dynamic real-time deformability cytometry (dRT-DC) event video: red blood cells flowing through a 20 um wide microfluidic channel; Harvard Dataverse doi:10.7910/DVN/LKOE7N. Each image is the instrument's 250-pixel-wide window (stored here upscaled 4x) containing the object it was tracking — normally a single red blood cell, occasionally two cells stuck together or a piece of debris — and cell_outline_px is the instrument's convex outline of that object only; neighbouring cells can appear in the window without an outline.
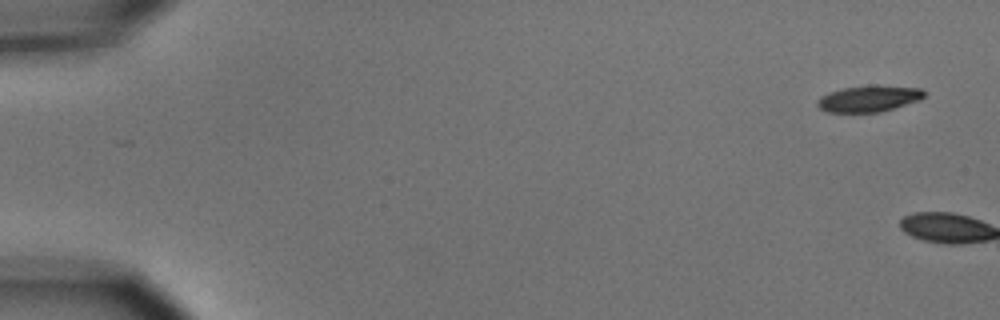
{"species": "common noctule bat (a hibernating species)", "species_latin": "Nyctalus noctula", "temperature_condition": "cold", "stored_images_in_passage": 5, "camera_frame_rate_fps": 3000, "um_per_image_px": 0.085, "animal": {"sex": "male", "body_mass_g": 15.6}, "frame": {"image": 1, "passage_image": 1, "time_ms": 0.0, "image_size_px": [1000, 320], "cell_outline_px": [[924, 96], [916, 100], [880, 112], [828, 112], [820, 108], [816, 104], [816, 100], [820, 96], [828, 92], [844, 88], [876, 84], [920, 88], [924, 92]], "centroid_in_image_um": [73.78, 8.37], "position_along_channel_um": 11.2, "area_um2": 16.24}}
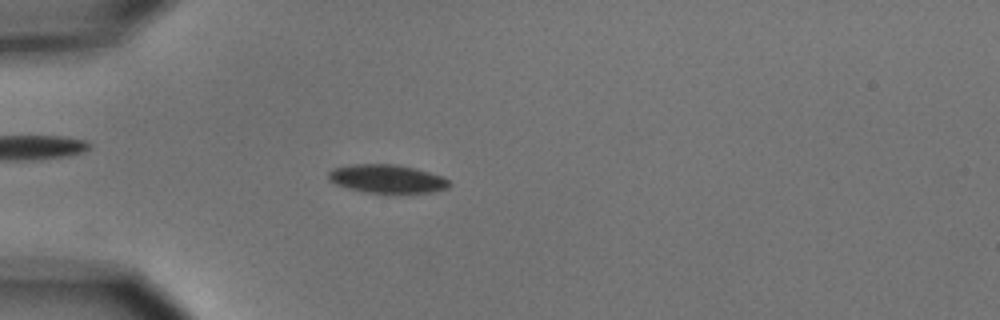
{"frame": {"image": 2, "passage_image": 5, "time_ms": 5.667, "image_size_px": [1000, 320], "cell_outline_px": [[452, 184], [448, 188], [432, 192], [368, 192], [348, 188], [336, 184], [328, 180], [328, 172], [332, 168], [352, 164], [392, 164], [412, 168], [444, 176]], "centroid_in_image_um": [32.88, 15.19], "position_along_channel_um": 52.1, "area_um2": 19.77}}